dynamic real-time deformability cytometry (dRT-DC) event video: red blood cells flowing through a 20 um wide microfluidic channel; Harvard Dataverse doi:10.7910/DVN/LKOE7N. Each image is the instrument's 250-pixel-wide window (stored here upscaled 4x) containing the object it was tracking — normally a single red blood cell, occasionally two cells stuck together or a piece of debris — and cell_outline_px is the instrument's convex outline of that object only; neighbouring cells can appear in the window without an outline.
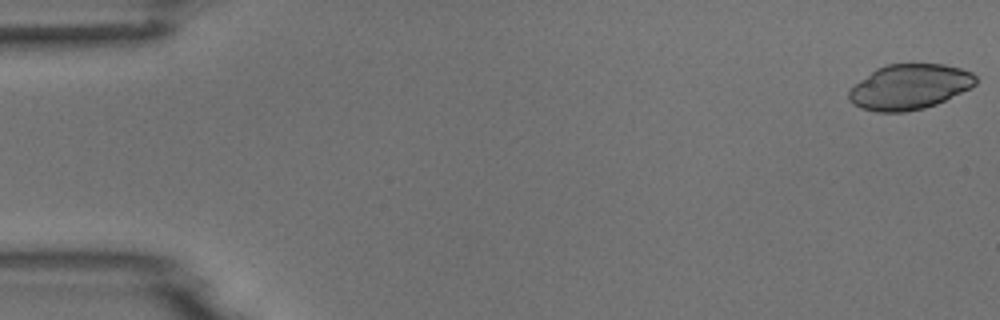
{"species": "common noctule bat (a hibernating species)", "species_latin": "Nyctalus noctula", "temperature_condition": "room temperature", "stored_images_in_passage": 5, "camera_frame_rate_fps": 3000, "um_per_image_px": 0.085, "animal": {"sex": "male", "body_mass_g": 18.8}, "frame": {"image": 1, "passage_image": 1, "time_ms": 0.0, "image_size_px": [1000, 320], "cell_outline_px": [[976, 84], [972, 88], [936, 104], [924, 108], [904, 112], [876, 112], [860, 108], [852, 104], [848, 100], [848, 92], [860, 80], [876, 68], [888, 64], [944, 64], [960, 68], [972, 72], [976, 76]], "centroid_in_image_um": [77.31, 7.39], "position_along_channel_um": 7.7, "area_um2": 33.52}}